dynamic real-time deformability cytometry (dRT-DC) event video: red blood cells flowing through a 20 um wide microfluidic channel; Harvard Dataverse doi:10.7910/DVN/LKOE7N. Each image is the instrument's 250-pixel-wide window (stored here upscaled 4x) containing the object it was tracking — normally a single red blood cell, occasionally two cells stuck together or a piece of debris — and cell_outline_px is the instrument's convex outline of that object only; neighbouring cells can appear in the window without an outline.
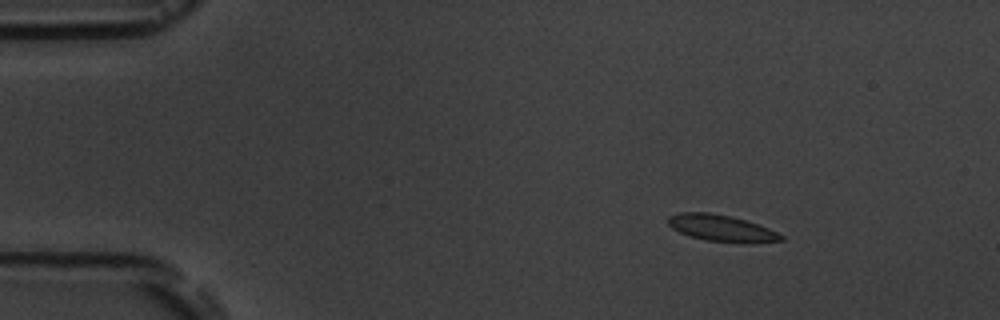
{"species": "common noctule bat (a hibernating species)", "species_latin": "Nyctalus noctula", "temperature_condition": "room temperature", "stored_images_in_passage": 4, "camera_frame_rate_fps": 3000, "um_per_image_px": 0.085, "animal": {"sex": "male", "body_mass_g": 19.5, "forearm_length_mm": 54.6}, "frame": {"image": 1, "passage_image": 2, "time_ms": 1.667, "image_size_px": [1000, 320], "cell_outline_px": [[784, 240], [752, 244], [744, 244], [704, 240], [688, 236], [672, 228], [668, 224], [668, 216], [680, 212], [708, 212], [732, 216], [768, 228], [784, 236]], "centroid_in_image_um": [61.33, 19.41], "position_along_channel_um": 23.7, "area_um2": 17.74}}